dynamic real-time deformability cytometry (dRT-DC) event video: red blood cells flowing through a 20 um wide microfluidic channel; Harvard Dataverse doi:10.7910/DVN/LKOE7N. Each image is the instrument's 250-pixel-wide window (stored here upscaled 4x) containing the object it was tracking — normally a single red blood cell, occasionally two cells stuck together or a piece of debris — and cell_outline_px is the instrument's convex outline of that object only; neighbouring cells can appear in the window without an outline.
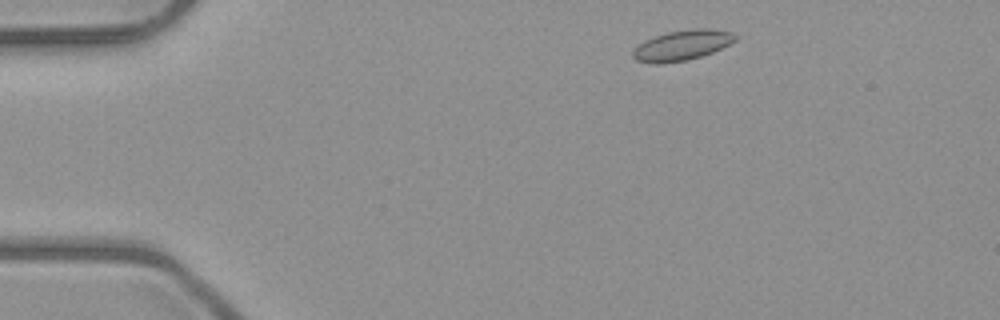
{"species": "common noctule bat (a hibernating species)", "species_latin": "Nyctalus noctula", "temperature_condition": "room temperature", "stored_images_in_passage": 3, "camera_frame_rate_fps": 3000, "um_per_image_px": 0.085, "animal": {"sex": "male", "body_mass_g": 23.1, "forearm_length_mm": 52.7}, "frame": {"image": 1, "passage_image": 1, "time_ms": 0.0, "image_size_px": [1000, 320], "cell_outline_px": [[736, 40], [712, 52], [688, 60], [660, 64], [656, 64], [636, 60], [632, 56], [632, 52], [644, 40], [668, 32], [696, 28], [708, 28], [732, 32], [736, 36]], "centroid_in_image_um": [57.97, 3.85], "position_along_channel_um": 27.0, "area_um2": 17.8}}